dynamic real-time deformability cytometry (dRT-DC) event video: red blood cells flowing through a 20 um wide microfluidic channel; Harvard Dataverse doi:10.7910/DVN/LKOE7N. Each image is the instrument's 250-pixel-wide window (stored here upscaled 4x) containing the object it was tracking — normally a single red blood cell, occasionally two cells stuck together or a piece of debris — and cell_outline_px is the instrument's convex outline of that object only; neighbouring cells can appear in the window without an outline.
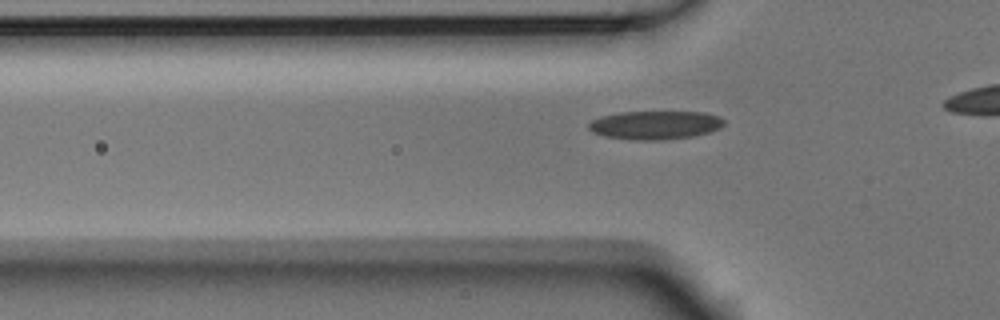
{"species": "Egyptian fruit bat (a non-hibernating species)", "species_latin": "Rousettus aegyptiacus", "temperature_condition": "room temperature", "stored_images_in_passage": 39, "camera_frame_rate_fps": 3000, "um_per_image_px": 0.085, "animal": {"sex": "male"}, "frame": {"image": 1, "passage_image": 13, "time_ms": 4.0, "image_size_px": [1000, 320], "cell_outline_px": [[724, 124], [720, 128], [708, 132], [692, 136], [656, 140], [640, 140], [604, 136], [592, 132], [588, 128], [588, 124], [592, 120], [600, 116], [620, 112], [704, 112], [720, 116], [724, 120]], "centroid_in_image_um": [55.68, 10.62], "position_along_channel_um": 70.1, "area_um2": 22.37}}
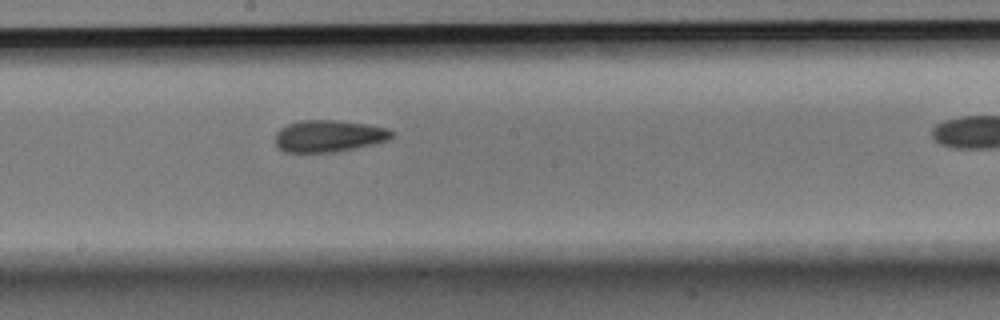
{"frame": {"image": 2, "passage_image": 25, "time_ms": 8.0, "image_size_px": [1000, 320], "cell_outline_px": [[392, 136], [388, 140], [356, 148], [336, 152], [284, 152], [276, 148], [276, 132], [280, 128], [288, 124], [300, 120], [340, 120], [368, 124], [384, 128], [392, 132]], "centroid_in_image_um": [27.9, 11.56], "position_along_channel_um": 220.3, "area_um2": 21.68}}
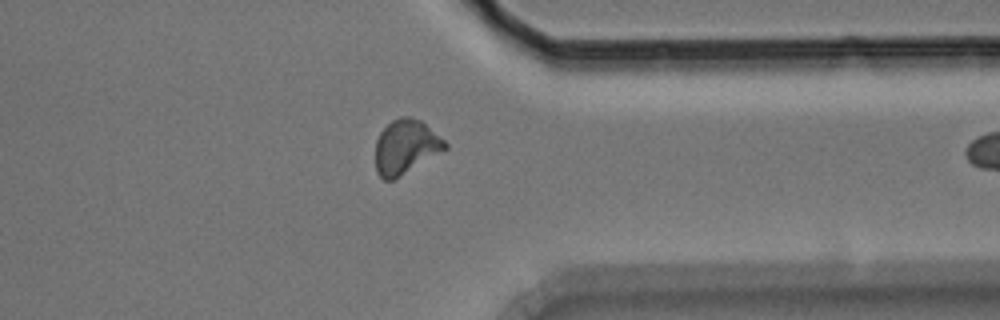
{"frame": {"image": 3, "passage_image": 38, "time_ms": 12.333, "image_size_px": [1000, 320], "cell_outline_px": [[448, 148], [392, 180], [384, 180], [376, 172], [376, 140], [380, 132], [392, 120], [400, 116], [412, 116], [420, 120], [444, 140], [448, 144]], "centroid_in_image_um": [34.47, 12.46], "position_along_channel_um": 376.9, "area_um2": 21.73}}